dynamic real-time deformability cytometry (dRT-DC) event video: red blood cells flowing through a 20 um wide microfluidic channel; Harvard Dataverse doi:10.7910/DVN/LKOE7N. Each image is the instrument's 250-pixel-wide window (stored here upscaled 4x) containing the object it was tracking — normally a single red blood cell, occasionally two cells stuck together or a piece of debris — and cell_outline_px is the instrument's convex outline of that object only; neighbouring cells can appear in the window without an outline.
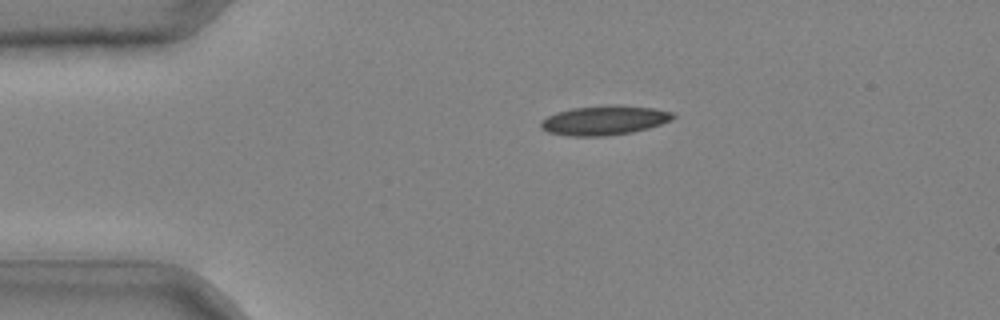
{"species": "common noctule bat (a hibernating species)", "species_latin": "Nyctalus noctula", "temperature_condition": "cold", "stored_images_in_passage": 31, "camera_frame_rate_fps": 3000, "um_per_image_px": 0.085, "animal": {"sex": "male", "body_mass_g": 20.4}, "frame": {"image": 1, "passage_image": 1, "time_ms": 0.0, "image_size_px": [1000, 320], "cell_outline_px": [[676, 116], [660, 124], [648, 128], [632, 132], [608, 136], [568, 136], [548, 132], [540, 128], [540, 120], [556, 112], [572, 108], [616, 104], [620, 104], [656, 108], [672, 112]], "centroid_in_image_um": [51.34, 10.22], "position_along_channel_um": 33.7, "area_um2": 22.83}}
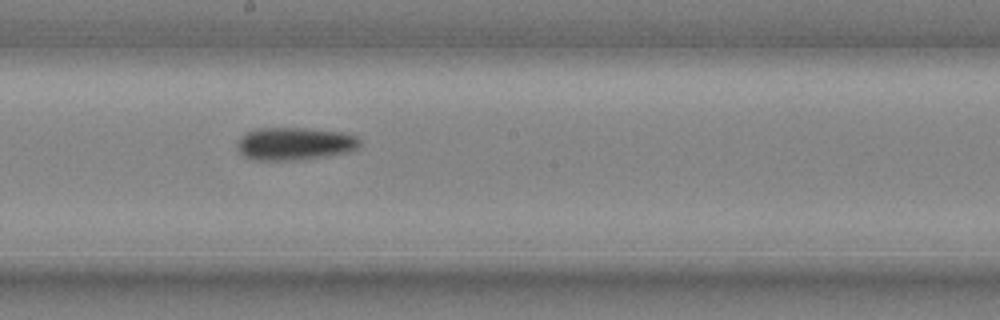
{"frame": {"image": 2, "passage_image": 16, "time_ms": 5.0, "image_size_px": [1000, 320], "cell_outline_px": [[360, 148], [348, 152], [328, 156], [296, 160], [256, 160], [244, 156], [240, 152], [236, 144], [240, 136], [256, 128], [304, 128], [340, 132], [356, 136], [360, 140]], "centroid_in_image_um": [25.05, 12.22], "position_along_channel_um": 223.1, "area_um2": 23.47}}
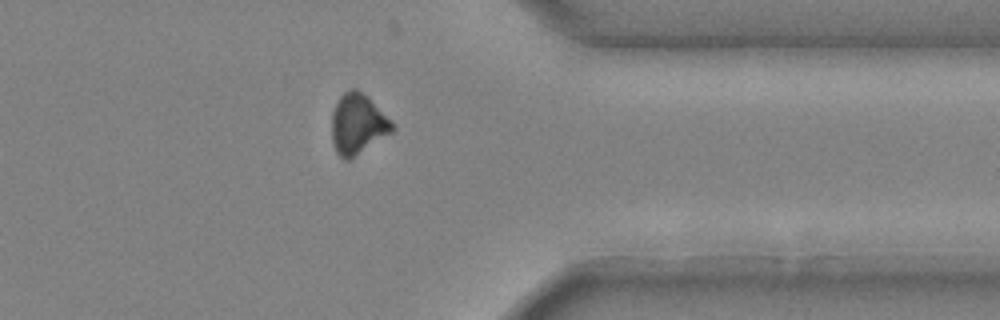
{"frame": {"image": 3, "passage_image": 27, "time_ms": 8.667, "image_size_px": [1000, 320], "cell_outline_px": [[396, 128], [392, 132], [348, 160], [344, 160], [336, 152], [332, 144], [332, 112], [340, 96], [348, 88], [356, 88], [368, 96], [396, 124]], "centroid_in_image_um": [30.42, 10.52], "position_along_channel_um": 381.0, "area_um2": 21.44}}